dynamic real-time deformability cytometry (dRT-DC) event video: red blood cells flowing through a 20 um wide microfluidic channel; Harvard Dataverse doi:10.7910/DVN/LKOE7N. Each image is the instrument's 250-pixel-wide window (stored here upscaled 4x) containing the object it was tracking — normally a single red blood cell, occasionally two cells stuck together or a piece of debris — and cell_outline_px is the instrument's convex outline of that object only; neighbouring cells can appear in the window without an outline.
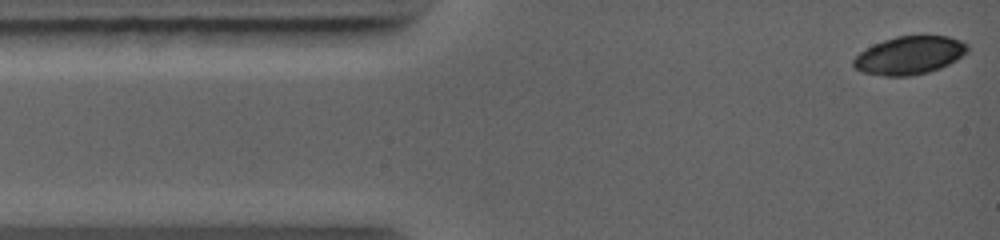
{"species": "common noctule bat (a hibernating species)", "species_latin": "Nyctalus noctula", "temperature_condition": "warm", "stored_images_in_passage": 4, "camera_frame_rate_fps": 5000, "um_per_image_px": 0.085, "animal": {"sex": "female", "body_mass_g": 19.0, "forearm_length_mm": 56.7}, "frame": {"image": 1, "passage_image": 1, "time_ms": 0.0, "image_size_px": [1000, 240], "cell_outline_px": [[968, 52], [956, 60], [940, 68], [928, 72], [912, 76], [884, 76], [860, 72], [852, 64], [852, 60], [860, 52], [884, 40], [896, 36], [948, 36], [960, 40], [968, 44]], "centroid_in_image_um": [77.31, 4.71], "position_along_channel_um": 7.7, "area_um2": 25.26}}